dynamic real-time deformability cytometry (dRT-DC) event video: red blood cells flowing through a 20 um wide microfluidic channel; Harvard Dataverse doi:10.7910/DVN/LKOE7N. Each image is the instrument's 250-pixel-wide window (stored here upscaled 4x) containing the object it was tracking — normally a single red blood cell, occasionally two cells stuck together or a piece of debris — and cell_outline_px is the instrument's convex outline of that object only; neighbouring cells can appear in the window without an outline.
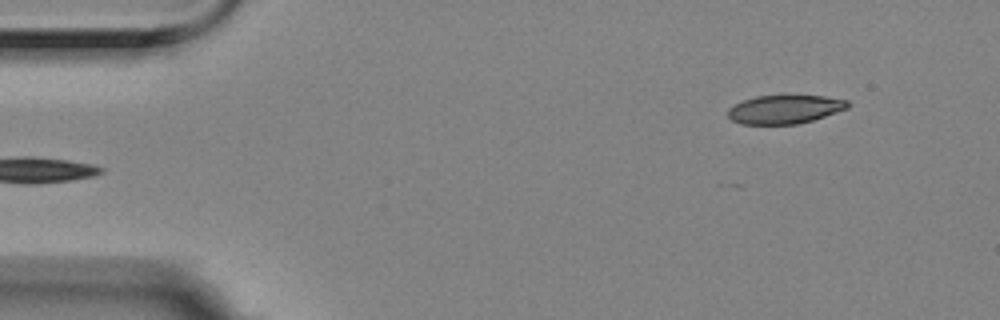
{"species": "Egyptian fruit bat (a non-hibernating species)", "species_latin": "Rousettus aegyptiacus", "temperature_condition": "room temperature", "stored_images_in_passage": 4, "segment_of_instrument_passage": [2, 2], "camera_frame_rate_fps": 3000, "um_per_image_px": 0.085, "animal": {"sex": "female"}, "frame": {"image": 1, "passage_image": 4, "time_ms": 1.0, "image_size_px": [1000, 320], "cell_outline_px": [[852, 104], [848, 108], [812, 120], [796, 124], [740, 124], [732, 120], [728, 116], [728, 108], [744, 100], [756, 96], [824, 96], [848, 100]], "centroid_in_image_um": [66.72, 9.29], "position_along_channel_um": 18.3, "area_um2": 19.83}}